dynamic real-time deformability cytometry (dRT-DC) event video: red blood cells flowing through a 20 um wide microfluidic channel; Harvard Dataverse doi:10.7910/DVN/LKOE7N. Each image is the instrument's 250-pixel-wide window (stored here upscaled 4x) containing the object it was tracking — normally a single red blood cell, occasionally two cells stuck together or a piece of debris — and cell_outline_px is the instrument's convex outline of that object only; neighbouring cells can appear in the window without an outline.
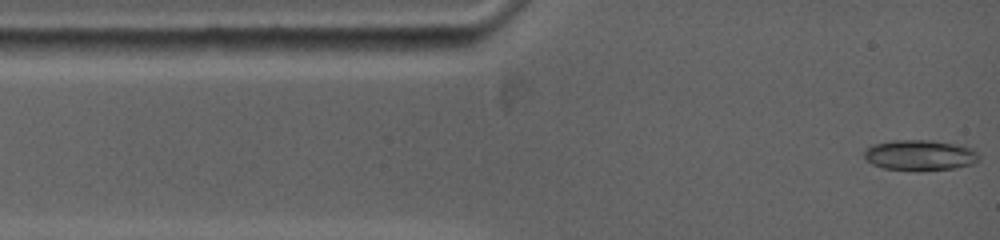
{"species": "common noctule bat (a hibernating species)", "species_latin": "Nyctalus noctula", "temperature_condition": "warm", "stored_images_in_passage": 85, "camera_frame_rate_fps": 5000, "um_per_image_px": 0.085, "animal": {"sex": "female", "body_mass_g": 19.0, "forearm_length_mm": 53.3}, "frame": {"image": 1, "passage_image": 1, "time_ms": 0.0, "image_size_px": [1000, 240], "cell_outline_px": [[980, 156], [972, 164], [956, 168], [920, 172], [884, 168], [872, 164], [864, 156], [864, 152], [868, 148], [876, 144], [892, 140], [932, 140], [956, 144], [972, 148]], "centroid_in_image_um": [78.21, 13.21], "position_along_channel_um": 6.8, "area_um2": 20.58}}
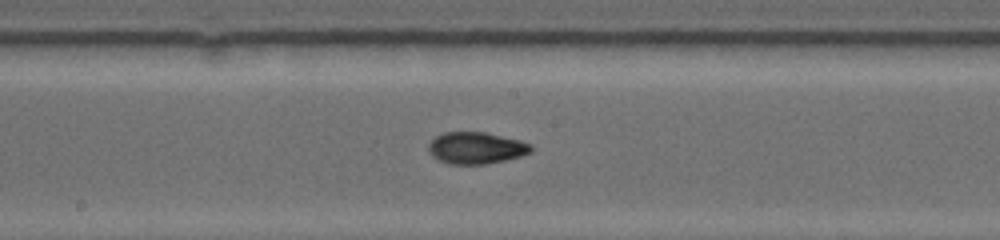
{"frame": {"image": 2, "passage_image": 33, "time_ms": 6.4, "image_size_px": [1000, 240], "cell_outline_px": [[532, 148], [528, 152], [520, 156], [504, 160], [484, 164], [452, 164], [440, 160], [432, 156], [428, 148], [428, 144], [436, 136], [444, 132], [484, 132], [520, 140], [528, 144]], "centroid_in_image_um": [40.42, 12.57], "position_along_channel_um": 207.8, "area_um2": 18.61}}
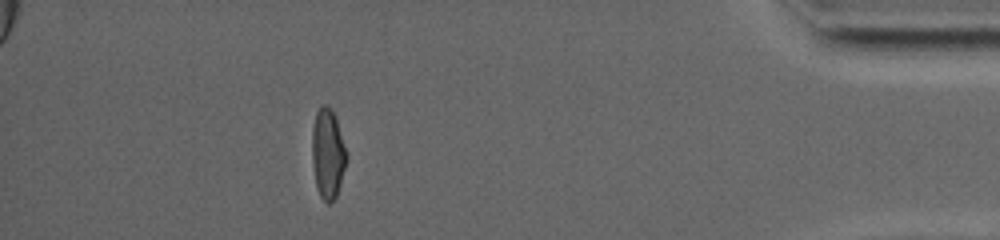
{"frame": {"image": 3, "passage_image": 67, "time_ms": 13.2, "image_size_px": [1000, 240], "cell_outline_px": [[348, 156], [340, 184], [336, 196], [328, 204], [320, 196], [316, 188], [312, 164], [312, 128], [316, 112], [320, 104], [324, 104], [336, 116]], "centroid_in_image_um": [27.85, 13.05], "position_along_channel_um": 407.3, "area_um2": 18.15}, "authors_computed_cell_mechanics": {"area_um2": 18.0914, "velocity_mm_per_s": 3.8403, "shape_relaxation_time_tau1_ms": 7.2876, "shape_relaxation_time_tau2_ms": 1.7579, "deformation_change_tau1": 0.2376, "deformation_change_tau2": 0.0507}}